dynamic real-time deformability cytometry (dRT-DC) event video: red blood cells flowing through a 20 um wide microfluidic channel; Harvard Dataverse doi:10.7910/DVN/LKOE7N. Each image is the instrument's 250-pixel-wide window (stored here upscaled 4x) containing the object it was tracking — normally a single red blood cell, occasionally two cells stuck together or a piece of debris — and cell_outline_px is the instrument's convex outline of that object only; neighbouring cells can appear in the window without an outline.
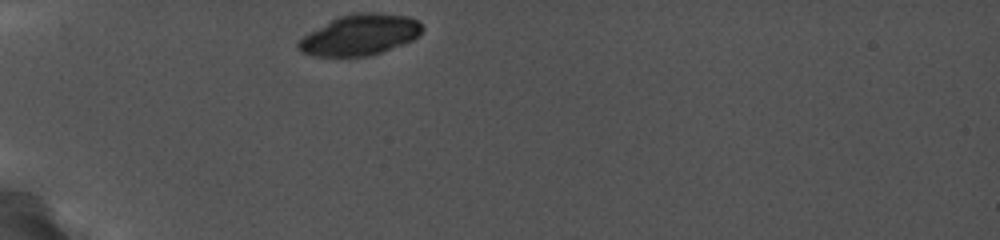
{"species": "common noctule bat (a hibernating species)", "species_latin": "Nyctalus noctula", "temperature_condition": "cold", "stored_images_in_passage": 3, "camera_frame_rate_fps": 5000, "um_per_image_px": 0.085, "animal": {"sex": "female", "body_mass_g": 19.0, "forearm_length_mm": 56.7}, "frame": {"image": 1, "passage_image": 1, "time_ms": 0.0, "image_size_px": [1000, 240], "cell_outline_px": [[424, 28], [420, 36], [412, 40], [380, 52], [368, 56], [316, 56], [300, 52], [296, 48], [296, 44], [304, 36], [332, 20], [340, 16], [356, 12], [376, 12], [408, 16], [416, 20]], "centroid_in_image_um": [30.61, 2.96], "position_along_channel_um": 54.4, "area_um2": 29.13}}